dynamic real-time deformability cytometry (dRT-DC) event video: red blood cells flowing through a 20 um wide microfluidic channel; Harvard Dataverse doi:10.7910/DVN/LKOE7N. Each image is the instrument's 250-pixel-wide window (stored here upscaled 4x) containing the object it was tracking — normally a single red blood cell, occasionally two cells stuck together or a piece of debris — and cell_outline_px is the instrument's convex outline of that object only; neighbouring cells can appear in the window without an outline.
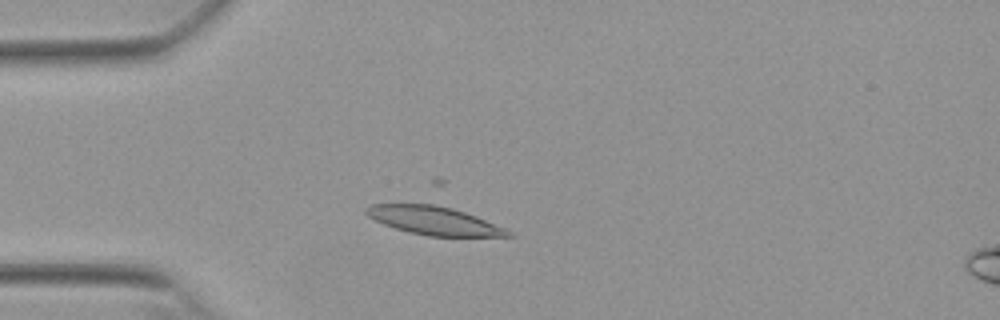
{"species": "Egyptian fruit bat (a non-hibernating species)", "species_latin": "Rousettus aegyptiacus", "temperature_condition": "warm", "stored_images_in_passage": 49, "camera_frame_rate_fps": 3000, "um_per_image_px": 0.085, "animal": {"sex": "female"}, "frame": {"image": 1, "passage_image": 10, "time_ms": 3.0, "image_size_px": [1000, 320], "cell_outline_px": [[516, 236], [428, 236], [408, 232], [384, 224], [368, 216], [364, 212], [364, 208], [372, 204], [432, 204], [452, 208], [464, 212], [504, 228], [512, 232]], "centroid_in_image_um": [36.85, 18.75], "position_along_channel_um": 48.2, "area_um2": 23.06}}
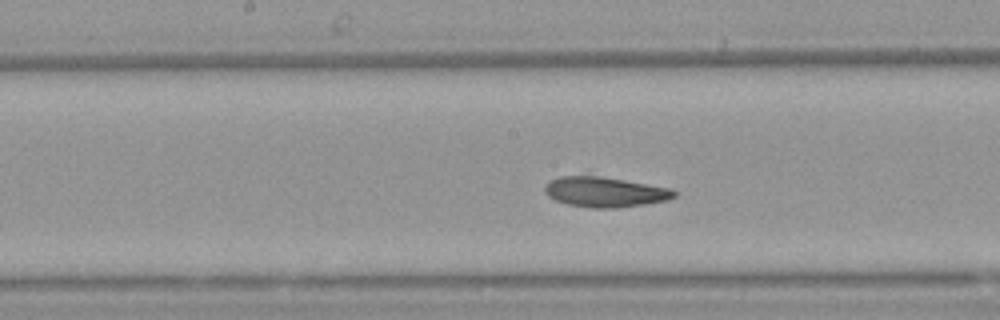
{"frame": {"image": 2, "passage_image": 23, "time_ms": 7.333, "image_size_px": [1000, 320], "cell_outline_px": [[676, 196], [668, 200], [644, 204], [616, 208], [592, 208], [568, 204], [556, 200], [548, 196], [544, 192], [544, 188], [552, 180], [560, 176], [600, 176], [672, 188], [676, 192]], "centroid_in_image_um": [51.44, 16.32], "position_along_channel_um": 196.8, "area_um2": 22.54}}
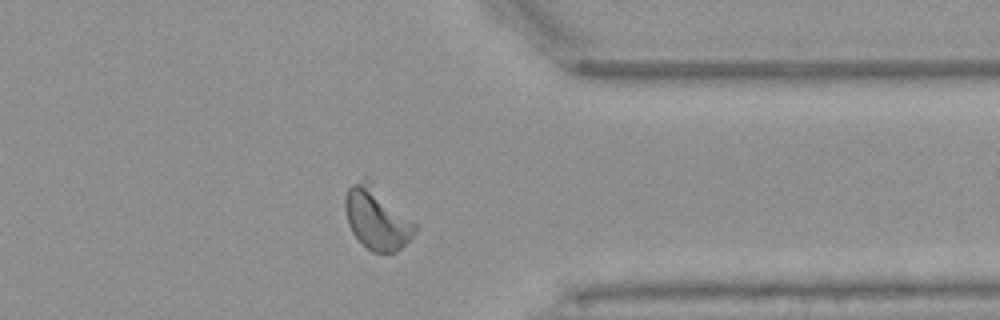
{"frame": {"image": 3, "passage_image": 38, "time_ms": 12.333, "image_size_px": [1000, 320], "cell_outline_px": [[420, 228], [396, 252], [372, 252], [352, 232], [348, 224], [344, 208], [344, 196], [348, 188], [352, 184], [364, 180], [368, 180], [420, 224]], "centroid_in_image_um": [32.08, 18.57], "position_along_channel_um": 379.3, "area_um2": 25.32}, "authors_computed_cell_mechanics": {"area_um2": 24.6806, "velocity_mm_per_s": 3.8097, "shape_relaxation_time_tau1_ms": null, "shape_relaxation_time_tau2_ms": 4.5172, "deformation_change_tau1": null, "deformation_change_tau2": 0.0782}}